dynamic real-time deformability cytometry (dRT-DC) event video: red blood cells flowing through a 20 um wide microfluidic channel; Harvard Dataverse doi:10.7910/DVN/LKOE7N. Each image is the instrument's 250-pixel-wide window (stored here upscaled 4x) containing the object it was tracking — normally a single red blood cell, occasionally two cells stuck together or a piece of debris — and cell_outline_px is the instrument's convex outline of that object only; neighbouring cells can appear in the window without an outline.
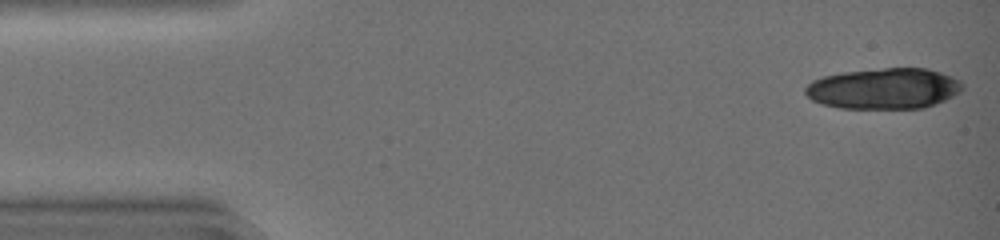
{"species": "common noctule bat (a hibernating species)", "species_latin": "Nyctalus noctula", "temperature_condition": "warm", "stored_images_in_passage": 27, "camera_frame_rate_fps": 3000, "um_per_image_px": 0.085, "animal": {"sex": "female", "body_mass_g": 19.0, "forearm_length_mm": 51.5}, "frame": {"image": 1, "passage_image": 1, "time_ms": 0.0, "image_size_px": [1000, 240], "cell_outline_px": [[964, 88], [960, 92], [936, 104], [924, 108], [840, 108], [824, 104], [812, 100], [804, 92], [804, 88], [812, 80], [824, 76], [844, 72], [884, 68], [928, 68], [952, 76], [960, 80], [964, 84]], "centroid_in_image_um": [75.16, 7.52], "position_along_channel_um": 9.8, "area_um2": 37.45}}